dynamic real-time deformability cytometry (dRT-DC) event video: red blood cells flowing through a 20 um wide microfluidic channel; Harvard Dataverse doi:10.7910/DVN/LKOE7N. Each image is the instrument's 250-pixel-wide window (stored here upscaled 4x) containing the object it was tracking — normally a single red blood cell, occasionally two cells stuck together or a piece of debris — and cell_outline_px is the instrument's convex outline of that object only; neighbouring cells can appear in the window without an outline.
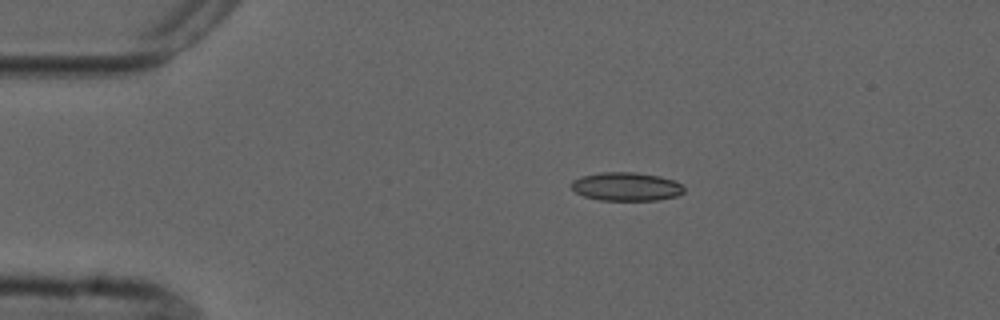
{"species": "common noctule bat (a hibernating species)", "species_latin": "Nyctalus noctula", "temperature_condition": "cold", "stored_images_in_passage": 5, "camera_frame_rate_fps": 3000, "um_per_image_px": 0.085, "animal": {"sex": "male", "forearm_length_mm": 52.5}, "frame": {"image": 1, "passage_image": 1, "time_ms": 0.0, "image_size_px": [1000, 320], "cell_outline_px": [[684, 192], [676, 196], [656, 200], [600, 200], [584, 196], [576, 192], [572, 188], [572, 180], [580, 176], [600, 172], [636, 172], [660, 176], [676, 180], [684, 184]], "centroid_in_image_um": [53.27, 15.85], "position_along_channel_um": 31.7, "area_um2": 18.9}}
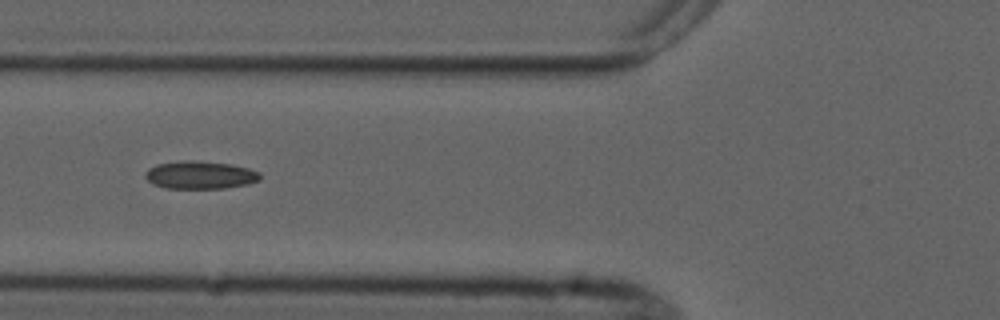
{"frame": {"image": 2, "passage_image": 4, "time_ms": 3.333, "image_size_px": [1000, 320], "cell_outline_px": [[260, 180], [248, 184], [224, 188], [164, 188], [152, 184], [144, 176], [148, 168], [156, 164], [188, 160], [192, 160], [232, 164], [248, 168], [260, 172]], "centroid_in_image_um": [17.01, 14.87], "position_along_channel_um": 108.8, "area_um2": 18.67}}
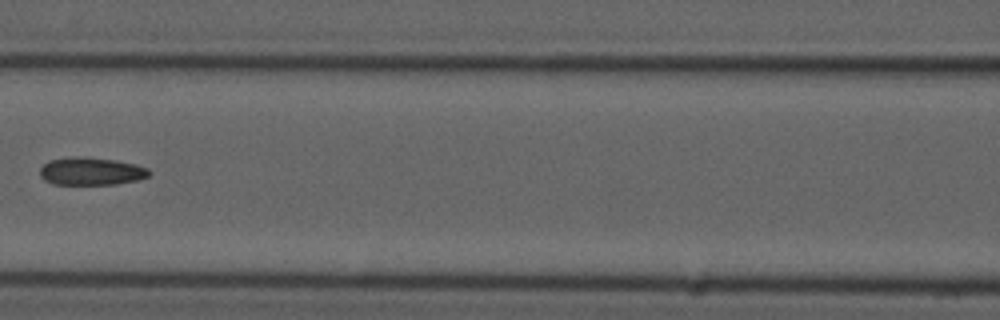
{"frame": {"image": 3, "passage_image": 5, "time_ms": 4.667, "image_size_px": [1000, 320], "cell_outline_px": [[152, 172], [148, 176], [136, 180], [116, 184], [52, 184], [44, 180], [40, 176], [40, 168], [48, 160], [76, 156], [80, 156], [116, 160], [136, 164], [148, 168]], "centroid_in_image_um": [7.74, 14.55], "position_along_channel_um": 158.9, "area_um2": 17.74}}